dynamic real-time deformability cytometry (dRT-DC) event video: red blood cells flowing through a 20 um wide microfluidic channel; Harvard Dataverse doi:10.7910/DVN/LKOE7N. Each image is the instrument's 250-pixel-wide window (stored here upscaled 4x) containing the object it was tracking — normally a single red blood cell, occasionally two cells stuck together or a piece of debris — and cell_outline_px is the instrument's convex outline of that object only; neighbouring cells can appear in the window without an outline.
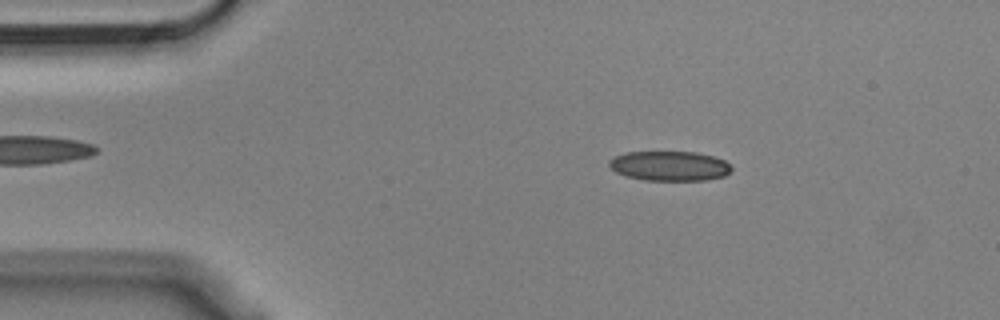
{"species": "Egyptian fruit bat (a non-hibernating species)", "species_latin": "Rousettus aegyptiacus", "temperature_condition": "cold", "stored_images_in_passage": 53, "camera_frame_rate_fps": 3000, "um_per_image_px": 0.085, "animal": {"sex": "male"}, "frame": {"image": 1, "passage_image": 8, "time_ms": 2.333, "image_size_px": [1000, 320], "cell_outline_px": [[732, 168], [724, 176], [708, 180], [644, 180], [624, 176], [616, 172], [608, 164], [608, 160], [624, 152], [696, 152], [712, 156], [724, 160]], "centroid_in_image_um": [56.88, 14.11], "position_along_channel_um": 28.1, "area_um2": 21.15}}
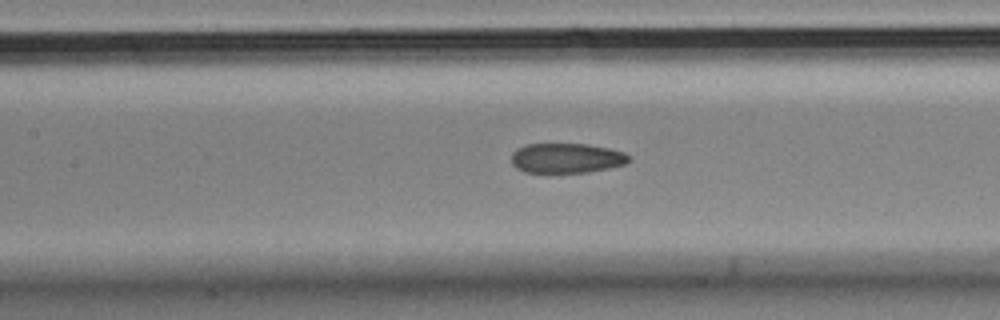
{"frame": {"image": 2, "passage_image": 23, "time_ms": 7.333, "image_size_px": [1000, 320], "cell_outline_px": [[632, 160], [624, 164], [608, 168], [588, 172], [548, 176], [524, 172], [516, 168], [512, 164], [512, 152], [516, 148], [524, 144], [588, 144], [608, 148], [624, 152], [632, 156]], "centroid_in_image_um": [48.11, 13.49], "position_along_channel_um": 159.3, "area_um2": 21.5}}
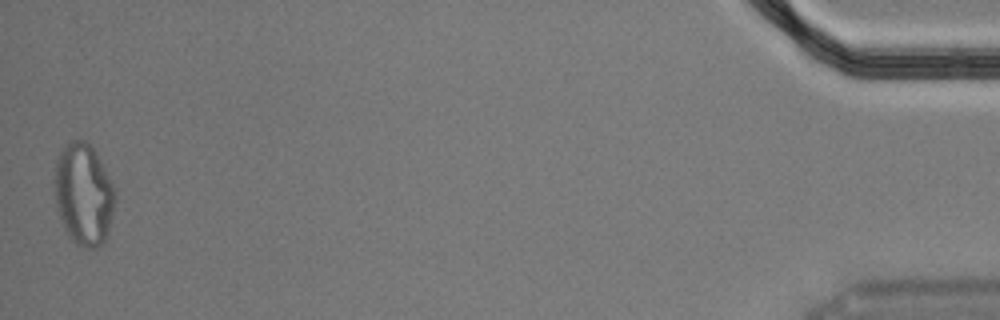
{"frame": {"image": 3, "passage_image": 53, "time_ms": 17.333, "image_size_px": [1000, 320], "cell_outline_px": [[116, 200], [108, 232], [104, 240], [96, 248], [80, 248], [68, 236], [64, 228], [56, 204], [56, 160], [60, 152], [72, 140], [84, 140], [92, 148], [104, 168], [112, 184]], "centroid_in_image_um": [7.12, 16.57], "position_along_channel_um": 428.1, "area_um2": 35.2}, "authors_computed_cell_mechanics": {"area_um2": 21.9062, "velocity_mm_per_s": 3.6294, "shape_relaxation_time_tau1_ms": 6.0181, "shape_relaxation_time_tau2_ms": 2.5741, "deformation_change_tau1": 0.133, "deformation_change_tau2": 0.0898}}